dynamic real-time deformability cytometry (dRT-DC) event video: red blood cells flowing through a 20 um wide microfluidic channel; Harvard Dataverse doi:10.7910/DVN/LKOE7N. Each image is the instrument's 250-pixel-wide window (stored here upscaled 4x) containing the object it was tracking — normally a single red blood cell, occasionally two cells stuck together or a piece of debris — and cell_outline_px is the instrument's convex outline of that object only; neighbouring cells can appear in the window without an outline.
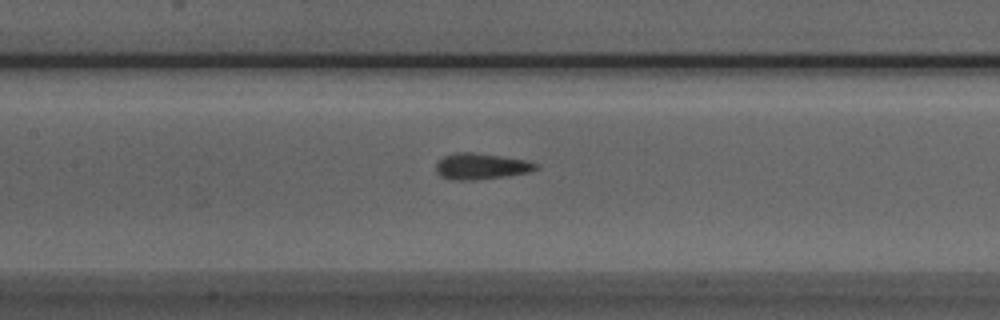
{"species": "Egyptian fruit bat (a non-hibernating species)", "species_latin": "Rousettus aegyptiacus", "temperature_condition": "room temperature", "stored_images_in_passage": 37, "camera_frame_rate_fps": 3000, "um_per_image_px": 0.085, "animal": {"sex": "male"}, "frame": {"image": 1, "passage_image": 12, "time_ms": 3.667, "image_size_px": [1000, 320], "cell_outline_px": [[540, 164], [536, 168], [528, 172], [508, 176], [472, 180], [452, 180], [440, 176], [436, 172], [436, 164], [444, 156], [456, 152], [472, 152], [500, 156], [524, 160]], "centroid_in_image_um": [40.86, 14.14], "position_along_channel_um": 166.5, "area_um2": 15.09}}
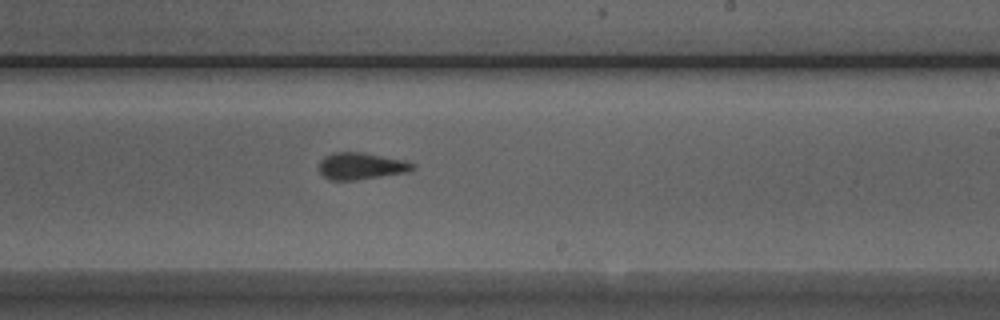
{"frame": {"image": 2, "passage_image": 19, "time_ms": 6.0, "image_size_px": [1000, 320], "cell_outline_px": [[416, 164], [412, 168], [404, 172], [356, 180], [332, 180], [324, 176], [320, 172], [320, 160], [324, 156], [332, 152], [364, 152], [404, 160]], "centroid_in_image_um": [30.65, 14.09], "position_along_channel_um": 258.3, "area_um2": 14.45}}
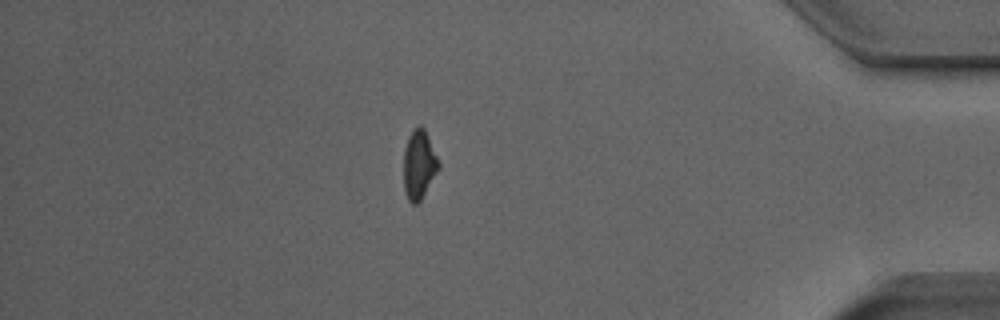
{"frame": {"image": 3, "passage_image": 33, "time_ms": 10.667, "image_size_px": [1000, 320], "cell_outline_px": [[440, 168], [420, 200], [416, 204], [412, 204], [408, 200], [404, 192], [404, 148], [408, 136], [412, 128], [420, 124], [424, 128], [428, 136], [440, 164]], "centroid_in_image_um": [35.6, 13.96], "position_along_channel_um": 399.6, "area_um2": 14.16}}